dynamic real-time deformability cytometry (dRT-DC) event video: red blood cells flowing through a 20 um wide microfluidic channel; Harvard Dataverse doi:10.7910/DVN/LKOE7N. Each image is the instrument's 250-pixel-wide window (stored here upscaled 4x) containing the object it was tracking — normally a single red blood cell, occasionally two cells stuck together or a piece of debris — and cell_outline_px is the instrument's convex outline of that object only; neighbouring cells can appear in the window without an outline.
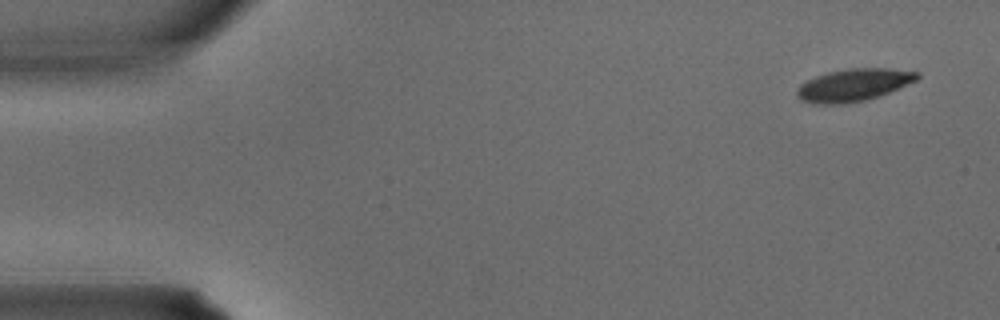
{"species": "common noctule bat (a hibernating species)", "species_latin": "Nyctalus noctula", "temperature_condition": "warm", "stored_images_in_passage": 4, "camera_frame_rate_fps": 3000, "um_per_image_px": 0.085, "animal": {"sex": "male", "body_mass_g": 15.6}, "frame": {"image": 1, "passage_image": 1, "time_ms": 0.0, "image_size_px": [1000, 320], "cell_outline_px": [[920, 76], [916, 80], [880, 96], [864, 100], [840, 104], [812, 104], [800, 100], [796, 96], [796, 92], [800, 84], [816, 76], [828, 72], [848, 68], [888, 68], [920, 72]], "centroid_in_image_um": [72.53, 7.22], "position_along_channel_um": 12.5, "area_um2": 22.72}}
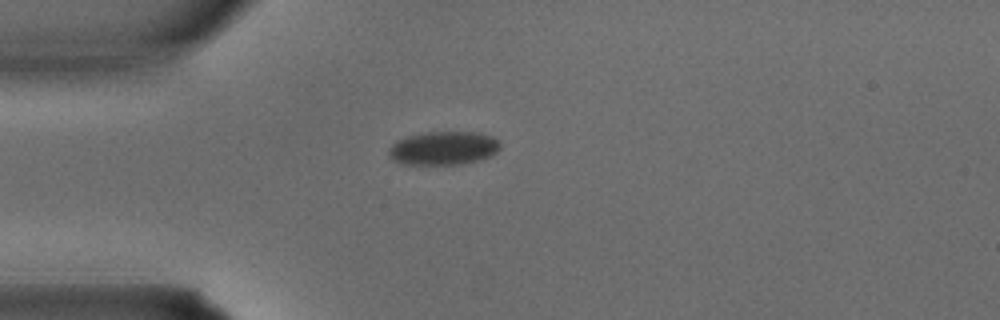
{"frame": {"image": 2, "passage_image": 4, "time_ms": 1.0, "image_size_px": [1000, 320], "cell_outline_px": [[500, 148], [492, 156], [480, 160], [464, 164], [400, 164], [392, 160], [388, 156], [388, 148], [396, 140], [408, 136], [428, 132], [480, 132], [492, 136], [500, 144]], "centroid_in_image_um": [37.68, 12.6], "position_along_channel_um": 47.3, "area_um2": 22.02}}